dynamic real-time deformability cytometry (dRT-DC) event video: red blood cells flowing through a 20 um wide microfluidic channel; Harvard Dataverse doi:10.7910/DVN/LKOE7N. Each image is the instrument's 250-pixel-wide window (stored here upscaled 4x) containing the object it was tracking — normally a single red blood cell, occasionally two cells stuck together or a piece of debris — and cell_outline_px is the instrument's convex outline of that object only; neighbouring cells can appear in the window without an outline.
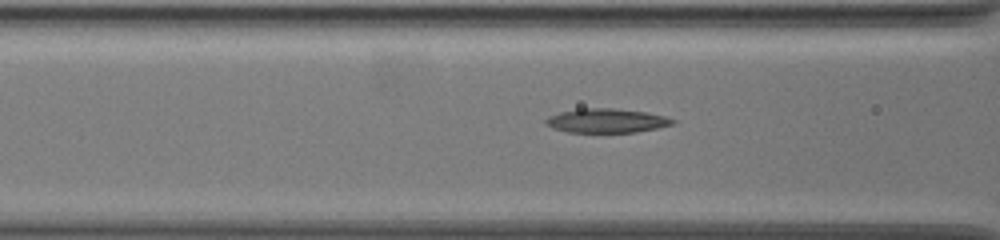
{"species": "common noctule bat (a hibernating species)", "species_latin": "Nyctalus noctula", "temperature_condition": "warm", "stored_images_in_passage": 39, "camera_frame_rate_fps": 3000, "um_per_image_px": 0.085, "animal": {"sex": "female", "body_mass_g": 19.5, "forearm_length_mm": 54.1}, "frame": {"image": 1, "passage_image": 13, "time_ms": 4.0, "image_size_px": [1000, 240], "cell_outline_px": [[676, 120], [672, 124], [656, 128], [636, 132], [568, 132], [544, 124], [544, 120], [548, 116], [560, 112], [576, 108], [612, 108], [648, 112], [664, 116]], "centroid_in_image_um": [51.53, 10.24], "position_along_channel_um": 115.1, "area_um2": 17.8}}
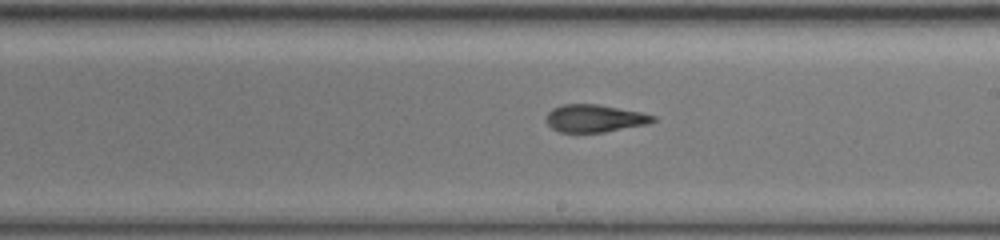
{"frame": {"image": 2, "passage_image": 23, "time_ms": 7.333, "image_size_px": [1000, 240], "cell_outline_px": [[656, 120], [648, 124], [604, 132], [560, 132], [552, 128], [544, 120], [544, 116], [552, 108], [560, 104], [596, 104], [640, 112], [656, 116]], "centroid_in_image_um": [50.5, 10.06], "position_along_channel_um": 238.5, "area_um2": 17.22}}
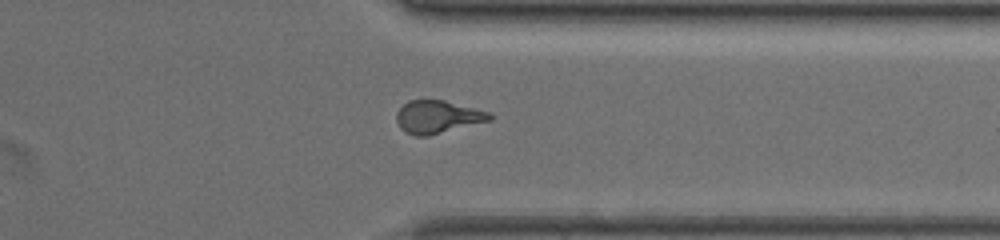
{"frame": {"image": 3, "passage_image": 34, "time_ms": 11.0, "image_size_px": [1000, 240], "cell_outline_px": [[492, 120], [428, 136], [416, 136], [404, 132], [400, 128], [396, 120], [396, 112], [408, 100], [444, 100], [488, 112], [492, 116]], "centroid_in_image_um": [37.16, 9.94], "position_along_channel_um": 374.2, "area_um2": 17.74}}